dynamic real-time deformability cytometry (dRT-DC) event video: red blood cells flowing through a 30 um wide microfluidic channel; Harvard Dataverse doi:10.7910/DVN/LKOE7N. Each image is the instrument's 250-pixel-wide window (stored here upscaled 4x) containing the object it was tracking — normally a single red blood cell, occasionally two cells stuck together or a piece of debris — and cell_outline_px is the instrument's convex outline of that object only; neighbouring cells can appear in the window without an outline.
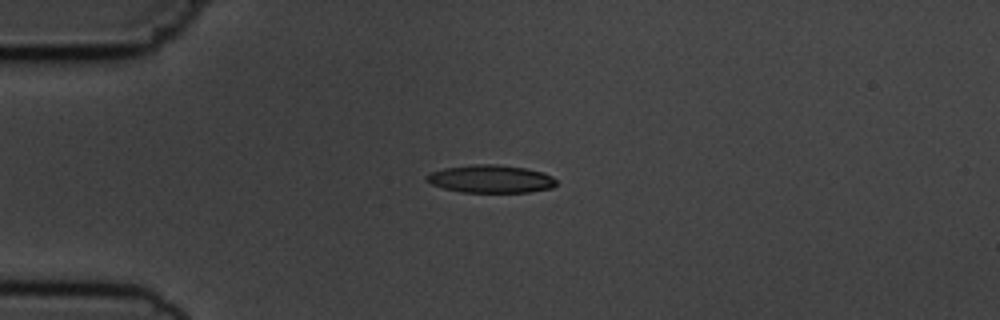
{"species": "common noctule bat (a hibernating species)", "species_latin": "Nyctalus noctula", "temperature_condition": "cold", "stored_images_in_passage": 5, "camera_frame_rate_fps": 3000, "um_per_image_px": 0.085, "animal": {"sex": "male", "body_mass_g": 19.5, "forearm_length_mm": 54.6}, "frame": {"image": 1, "passage_image": 1, "time_ms": 0.0, "image_size_px": [1000, 320], "cell_outline_px": [[556, 184], [552, 188], [528, 192], [460, 192], [444, 188], [432, 184], [424, 180], [424, 176], [428, 172], [444, 168], [472, 164], [500, 164], [524, 168], [544, 172], [552, 176], [556, 180]], "centroid_in_image_um": [41.68, 15.2], "position_along_channel_um": 43.3, "area_um2": 21.27}}
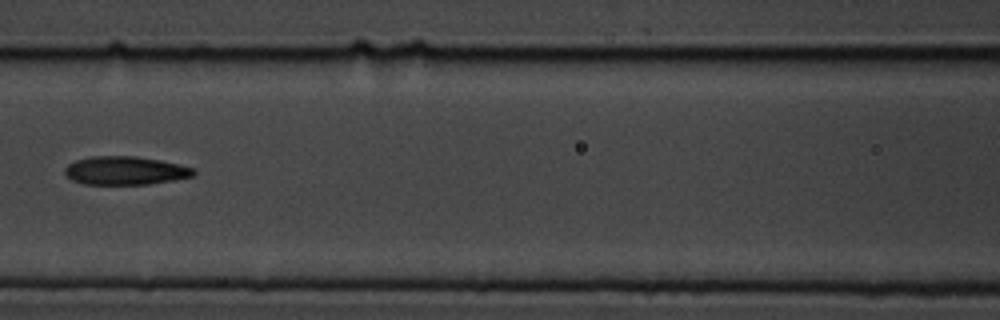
{"frame": {"image": 2, "passage_image": 4, "time_ms": 3.667, "image_size_px": [1000, 320], "cell_outline_px": [[196, 172], [192, 176], [172, 180], [148, 184], [84, 184], [72, 180], [64, 172], [64, 168], [68, 164], [76, 160], [92, 156], [136, 156], [160, 160], [180, 164], [192, 168]], "centroid_in_image_um": [10.62, 14.49], "position_along_channel_um": 156.0, "area_um2": 21.21}}
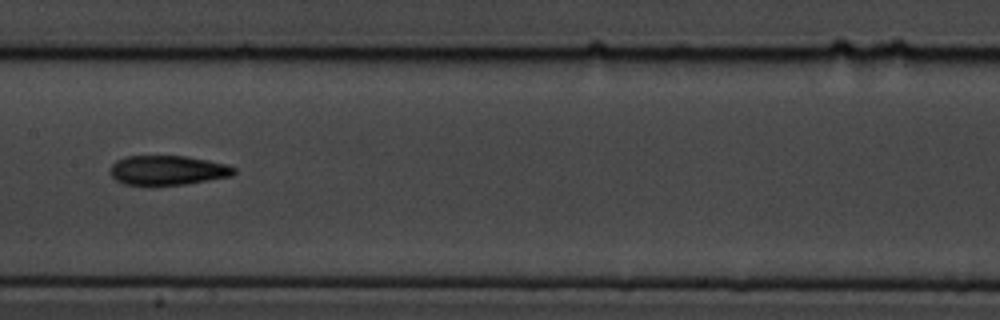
{"frame": {"image": 3, "passage_image": 5, "time_ms": 4.667, "image_size_px": [1000, 320], "cell_outline_px": [[236, 172], [232, 176], [188, 184], [124, 184], [116, 180], [112, 176], [112, 164], [116, 160], [128, 156], [184, 156], [208, 160], [228, 164], [236, 168]], "centroid_in_image_um": [14.32, 14.46], "position_along_channel_um": 193.1, "area_um2": 21.1}}